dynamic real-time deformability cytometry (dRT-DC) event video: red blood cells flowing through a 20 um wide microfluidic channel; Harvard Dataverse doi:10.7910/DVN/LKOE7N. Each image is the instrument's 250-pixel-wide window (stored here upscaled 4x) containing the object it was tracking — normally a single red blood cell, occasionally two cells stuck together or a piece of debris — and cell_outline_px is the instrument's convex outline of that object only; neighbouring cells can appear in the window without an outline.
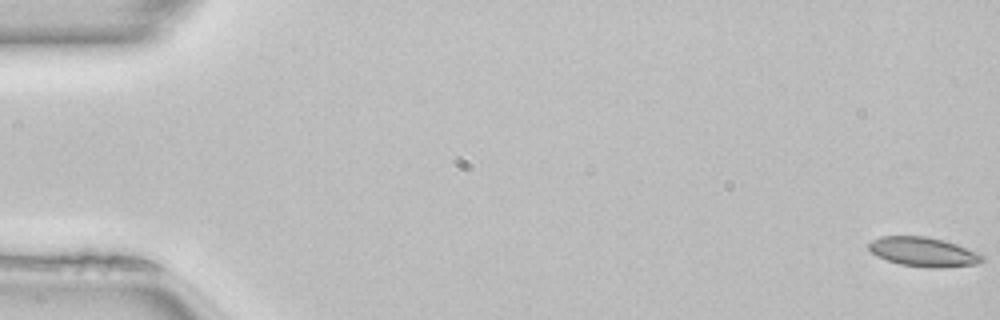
{"species": "common noctule bat (a hibernating species)", "species_latin": "Nyctalus noctula", "temperature_condition": "room temperature", "stored_images_in_passage": 51, "camera_frame_rate_fps": 3000, "um_per_image_px": 0.085, "animal": {"sex": "female", "body_mass_g": 22.7, "forearm_length_mm": 54.2}, "frame": {"image": 1, "passage_image": 1, "time_ms": 0.0, "image_size_px": [1000, 320], "cell_outline_px": [[984, 260], [976, 264], [940, 268], [928, 268], [900, 264], [876, 256], [868, 248], [868, 244], [872, 240], [880, 236], [928, 236], [944, 240], [980, 252], [984, 256]], "centroid_in_image_um": [78.51, 21.4], "position_along_channel_um": 6.5, "area_um2": 19.59}}
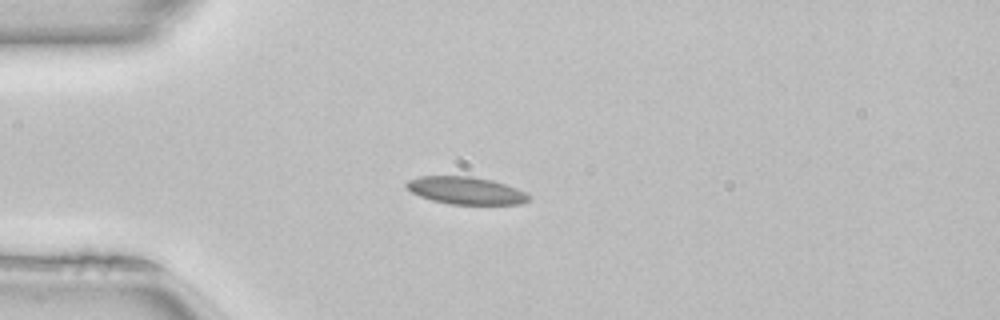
{"frame": {"image": 2, "passage_image": 14, "time_ms": 4.333, "image_size_px": [1000, 320], "cell_outline_px": [[532, 196], [528, 200], [520, 204], [448, 204], [432, 200], [420, 196], [412, 192], [404, 184], [408, 180], [420, 176], [472, 176], [492, 180], [516, 188]], "centroid_in_image_um": [39.59, 16.19], "position_along_channel_um": 45.4, "area_um2": 19.48}}
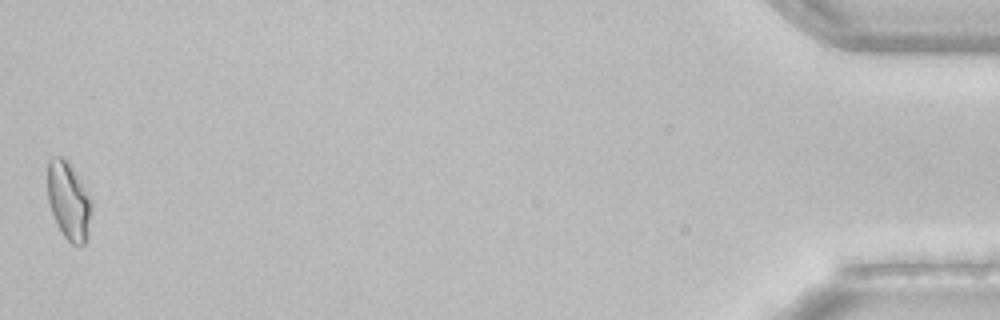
{"frame": {"image": 3, "passage_image": 51, "time_ms": 16.667, "image_size_px": [1000, 320], "cell_outline_px": [[92, 208], [88, 236], [84, 244], [72, 244], [64, 236], [56, 224], [48, 200], [48, 160], [52, 156], [60, 156], [68, 160], [92, 200]], "centroid_in_image_um": [5.84, 17.06], "position_along_channel_um": 429.4, "area_um2": 20.0}, "authors_computed_cell_mechanics": {"area_um2": 18.9006, "velocity_mm_per_s": 4.0601, "shape_relaxation_time_tau1_ms": 11.0589, "shape_relaxation_time_tau2_ms": 3.6026, "deformation_change_tau1": 0.2196, "deformation_change_tau2": 0.0895}}